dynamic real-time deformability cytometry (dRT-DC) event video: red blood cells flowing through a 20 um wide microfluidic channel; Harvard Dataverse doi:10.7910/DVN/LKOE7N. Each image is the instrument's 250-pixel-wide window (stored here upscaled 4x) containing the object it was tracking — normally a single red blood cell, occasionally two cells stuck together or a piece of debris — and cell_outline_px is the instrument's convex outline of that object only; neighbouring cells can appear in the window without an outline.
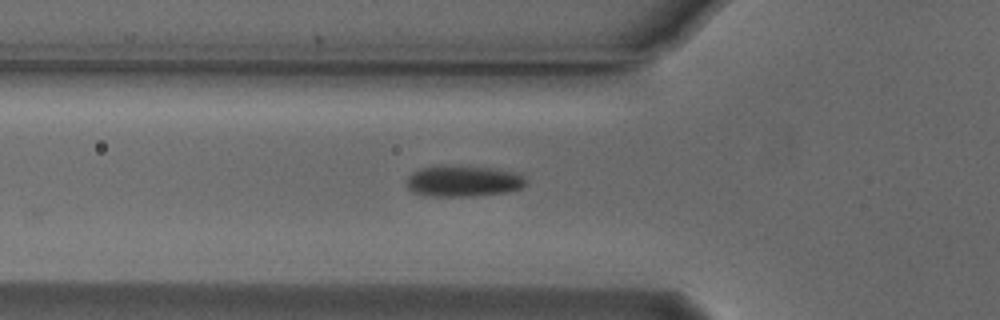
{"species": "Egyptian fruit bat (a non-hibernating species)", "species_latin": "Rousettus aegyptiacus", "temperature_condition": "cold", "stored_images_in_passage": 23, "camera_frame_rate_fps": 3000, "um_per_image_px": 0.085, "animal": {"sex": "male"}, "frame": {"image": 1, "passage_image": 2, "time_ms": 0.333, "image_size_px": [1000, 320], "cell_outline_px": [[528, 184], [520, 188], [504, 192], [472, 196], [432, 196], [412, 192], [404, 184], [408, 176], [412, 172], [420, 168], [440, 164], [488, 168], [512, 172], [520, 176]], "centroid_in_image_um": [39.26, 15.38], "position_along_channel_um": 86.5, "area_um2": 21.56}}
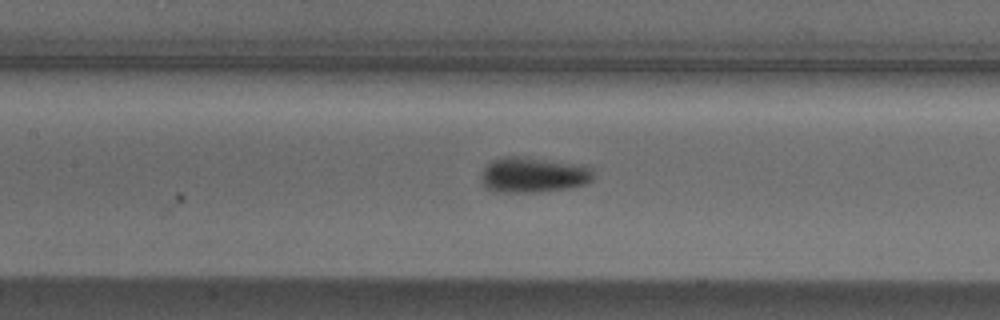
{"frame": {"image": 2, "passage_image": 8, "time_ms": 2.333, "image_size_px": [1000, 320], "cell_outline_px": [[596, 176], [592, 180], [584, 184], [568, 188], [536, 192], [492, 192], [484, 184], [480, 176], [484, 168], [492, 160], [500, 156], [516, 156], [588, 164], [592, 168]], "centroid_in_image_um": [45.38, 14.85], "position_along_channel_um": 162.0, "area_um2": 23.58}}
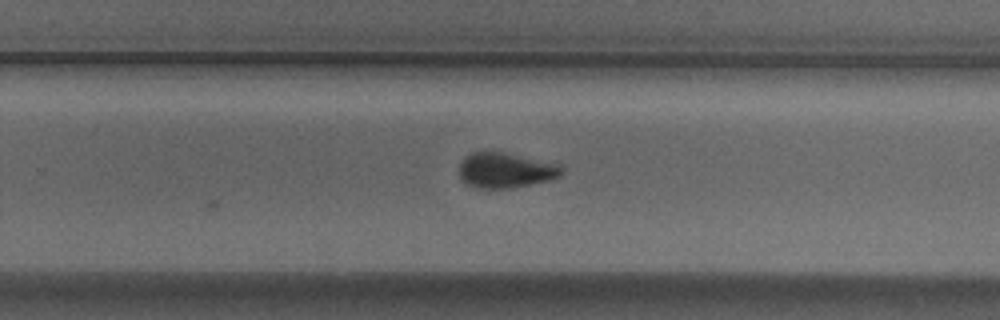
{"frame": {"image": 3, "passage_image": 18, "time_ms": 5.667, "image_size_px": [1000, 320], "cell_outline_px": [[564, 172], [560, 176], [548, 180], [508, 188], [476, 188], [468, 184], [460, 176], [460, 164], [464, 156], [472, 152], [504, 152], [560, 164], [564, 168]], "centroid_in_image_um": [42.99, 14.46], "position_along_channel_um": 286.8, "area_um2": 20.87}}